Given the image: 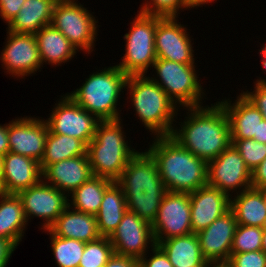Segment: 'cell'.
I'll use <instances>...</instances> for the list:
<instances>
[{"instance_id": "cell-1", "label": "cell", "mask_w": 266, "mask_h": 267, "mask_svg": "<svg viewBox=\"0 0 266 267\" xmlns=\"http://www.w3.org/2000/svg\"><path fill=\"white\" fill-rule=\"evenodd\" d=\"M186 109V119L179 122L181 128L174 126L170 136L208 163L231 144L228 115L218 101L211 107L206 105Z\"/></svg>"}, {"instance_id": "cell-2", "label": "cell", "mask_w": 266, "mask_h": 267, "mask_svg": "<svg viewBox=\"0 0 266 267\" xmlns=\"http://www.w3.org/2000/svg\"><path fill=\"white\" fill-rule=\"evenodd\" d=\"M115 182L124 192L127 210L152 224L167 191L151 154L138 151Z\"/></svg>"}, {"instance_id": "cell-3", "label": "cell", "mask_w": 266, "mask_h": 267, "mask_svg": "<svg viewBox=\"0 0 266 267\" xmlns=\"http://www.w3.org/2000/svg\"><path fill=\"white\" fill-rule=\"evenodd\" d=\"M148 152L155 159L166 191L191 193L207 185L208 163L171 136H157Z\"/></svg>"}, {"instance_id": "cell-4", "label": "cell", "mask_w": 266, "mask_h": 267, "mask_svg": "<svg viewBox=\"0 0 266 267\" xmlns=\"http://www.w3.org/2000/svg\"><path fill=\"white\" fill-rule=\"evenodd\" d=\"M125 89L143 126L155 137L170 136L180 110L166 92L146 74L129 75Z\"/></svg>"}, {"instance_id": "cell-5", "label": "cell", "mask_w": 266, "mask_h": 267, "mask_svg": "<svg viewBox=\"0 0 266 267\" xmlns=\"http://www.w3.org/2000/svg\"><path fill=\"white\" fill-rule=\"evenodd\" d=\"M127 78L117 65L105 67L91 73L82 86L68 95L99 121L119 120L117 103Z\"/></svg>"}, {"instance_id": "cell-6", "label": "cell", "mask_w": 266, "mask_h": 267, "mask_svg": "<svg viewBox=\"0 0 266 267\" xmlns=\"http://www.w3.org/2000/svg\"><path fill=\"white\" fill-rule=\"evenodd\" d=\"M122 122L119 119L98 123L94 138L87 145V155L94 176L116 181L128 161L138 152L125 140Z\"/></svg>"}, {"instance_id": "cell-7", "label": "cell", "mask_w": 266, "mask_h": 267, "mask_svg": "<svg viewBox=\"0 0 266 267\" xmlns=\"http://www.w3.org/2000/svg\"><path fill=\"white\" fill-rule=\"evenodd\" d=\"M152 67L155 68L159 79H151L166 92L178 108L202 106L205 93L194 64H181L157 58Z\"/></svg>"}, {"instance_id": "cell-8", "label": "cell", "mask_w": 266, "mask_h": 267, "mask_svg": "<svg viewBox=\"0 0 266 267\" xmlns=\"http://www.w3.org/2000/svg\"><path fill=\"white\" fill-rule=\"evenodd\" d=\"M161 17L138 12L130 22V30L124 35L125 54L117 66L128 76L145 75L153 66L157 56L155 52V30Z\"/></svg>"}, {"instance_id": "cell-9", "label": "cell", "mask_w": 266, "mask_h": 267, "mask_svg": "<svg viewBox=\"0 0 266 267\" xmlns=\"http://www.w3.org/2000/svg\"><path fill=\"white\" fill-rule=\"evenodd\" d=\"M96 18L78 0L56 2L51 25L58 29L76 48L90 54L94 51L97 28ZM80 49V50H78Z\"/></svg>"}, {"instance_id": "cell-10", "label": "cell", "mask_w": 266, "mask_h": 267, "mask_svg": "<svg viewBox=\"0 0 266 267\" xmlns=\"http://www.w3.org/2000/svg\"><path fill=\"white\" fill-rule=\"evenodd\" d=\"M61 98L58 103H55L49 118L45 119L49 131L53 134L78 138L88 145L94 138L100 121L77 104L67 93Z\"/></svg>"}, {"instance_id": "cell-11", "label": "cell", "mask_w": 266, "mask_h": 267, "mask_svg": "<svg viewBox=\"0 0 266 267\" xmlns=\"http://www.w3.org/2000/svg\"><path fill=\"white\" fill-rule=\"evenodd\" d=\"M151 226L156 245L166 239L193 233L190 193L167 191Z\"/></svg>"}, {"instance_id": "cell-12", "label": "cell", "mask_w": 266, "mask_h": 267, "mask_svg": "<svg viewBox=\"0 0 266 267\" xmlns=\"http://www.w3.org/2000/svg\"><path fill=\"white\" fill-rule=\"evenodd\" d=\"M207 184L229 197L235 191L234 194H238L251 188V171L232 143L217 158L208 162Z\"/></svg>"}, {"instance_id": "cell-13", "label": "cell", "mask_w": 266, "mask_h": 267, "mask_svg": "<svg viewBox=\"0 0 266 267\" xmlns=\"http://www.w3.org/2000/svg\"><path fill=\"white\" fill-rule=\"evenodd\" d=\"M17 195L21 198L27 221L33 217L43 219V230L49 229L55 223L69 202V197L64 192L47 184L43 179Z\"/></svg>"}, {"instance_id": "cell-14", "label": "cell", "mask_w": 266, "mask_h": 267, "mask_svg": "<svg viewBox=\"0 0 266 267\" xmlns=\"http://www.w3.org/2000/svg\"><path fill=\"white\" fill-rule=\"evenodd\" d=\"M109 239L115 254L138 260L156 245L151 224L128 210Z\"/></svg>"}, {"instance_id": "cell-15", "label": "cell", "mask_w": 266, "mask_h": 267, "mask_svg": "<svg viewBox=\"0 0 266 267\" xmlns=\"http://www.w3.org/2000/svg\"><path fill=\"white\" fill-rule=\"evenodd\" d=\"M6 40L0 60L7 74L24 79L25 76L43 67L35 35L18 34L7 30Z\"/></svg>"}, {"instance_id": "cell-16", "label": "cell", "mask_w": 266, "mask_h": 267, "mask_svg": "<svg viewBox=\"0 0 266 267\" xmlns=\"http://www.w3.org/2000/svg\"><path fill=\"white\" fill-rule=\"evenodd\" d=\"M177 19L162 18L157 23L154 39L156 56L181 64H196L192 39L186 26Z\"/></svg>"}, {"instance_id": "cell-17", "label": "cell", "mask_w": 266, "mask_h": 267, "mask_svg": "<svg viewBox=\"0 0 266 267\" xmlns=\"http://www.w3.org/2000/svg\"><path fill=\"white\" fill-rule=\"evenodd\" d=\"M39 118L26 116L8 123L9 152L41 162L49 129L45 119Z\"/></svg>"}, {"instance_id": "cell-18", "label": "cell", "mask_w": 266, "mask_h": 267, "mask_svg": "<svg viewBox=\"0 0 266 267\" xmlns=\"http://www.w3.org/2000/svg\"><path fill=\"white\" fill-rule=\"evenodd\" d=\"M237 225L234 213L229 210L197 233L201 254L208 263L229 260Z\"/></svg>"}, {"instance_id": "cell-19", "label": "cell", "mask_w": 266, "mask_h": 267, "mask_svg": "<svg viewBox=\"0 0 266 267\" xmlns=\"http://www.w3.org/2000/svg\"><path fill=\"white\" fill-rule=\"evenodd\" d=\"M230 197L210 185L201 186L190 193L191 229L198 232L230 210Z\"/></svg>"}, {"instance_id": "cell-20", "label": "cell", "mask_w": 266, "mask_h": 267, "mask_svg": "<svg viewBox=\"0 0 266 267\" xmlns=\"http://www.w3.org/2000/svg\"><path fill=\"white\" fill-rule=\"evenodd\" d=\"M43 179L40 163L28 156L8 152L4 155L1 191L18 194Z\"/></svg>"}, {"instance_id": "cell-21", "label": "cell", "mask_w": 266, "mask_h": 267, "mask_svg": "<svg viewBox=\"0 0 266 267\" xmlns=\"http://www.w3.org/2000/svg\"><path fill=\"white\" fill-rule=\"evenodd\" d=\"M42 175L47 184L54 186L67 196L94 176L88 155L50 164Z\"/></svg>"}, {"instance_id": "cell-22", "label": "cell", "mask_w": 266, "mask_h": 267, "mask_svg": "<svg viewBox=\"0 0 266 267\" xmlns=\"http://www.w3.org/2000/svg\"><path fill=\"white\" fill-rule=\"evenodd\" d=\"M225 109L229 122L231 139H253L258 137L259 123L264 119L260 111L242 94L234 103L228 99L218 101Z\"/></svg>"}, {"instance_id": "cell-23", "label": "cell", "mask_w": 266, "mask_h": 267, "mask_svg": "<svg viewBox=\"0 0 266 267\" xmlns=\"http://www.w3.org/2000/svg\"><path fill=\"white\" fill-rule=\"evenodd\" d=\"M49 230L58 237L76 239L85 243L100 237L96 215L77 211L69 205Z\"/></svg>"}, {"instance_id": "cell-24", "label": "cell", "mask_w": 266, "mask_h": 267, "mask_svg": "<svg viewBox=\"0 0 266 267\" xmlns=\"http://www.w3.org/2000/svg\"><path fill=\"white\" fill-rule=\"evenodd\" d=\"M55 4V0H26L6 29L13 33L34 35L51 24Z\"/></svg>"}, {"instance_id": "cell-25", "label": "cell", "mask_w": 266, "mask_h": 267, "mask_svg": "<svg viewBox=\"0 0 266 267\" xmlns=\"http://www.w3.org/2000/svg\"><path fill=\"white\" fill-rule=\"evenodd\" d=\"M34 35L42 65H44L43 63L45 62L55 67L61 66L62 63L65 64V62H69L77 52H79L70 41L51 24L42 27Z\"/></svg>"}, {"instance_id": "cell-26", "label": "cell", "mask_w": 266, "mask_h": 267, "mask_svg": "<svg viewBox=\"0 0 266 267\" xmlns=\"http://www.w3.org/2000/svg\"><path fill=\"white\" fill-rule=\"evenodd\" d=\"M168 256L173 267H206L207 261L201 254L197 234L174 237L157 244Z\"/></svg>"}, {"instance_id": "cell-27", "label": "cell", "mask_w": 266, "mask_h": 267, "mask_svg": "<svg viewBox=\"0 0 266 267\" xmlns=\"http://www.w3.org/2000/svg\"><path fill=\"white\" fill-rule=\"evenodd\" d=\"M27 224L21 198L17 194L2 193L0 195V237L18 246Z\"/></svg>"}, {"instance_id": "cell-28", "label": "cell", "mask_w": 266, "mask_h": 267, "mask_svg": "<svg viewBox=\"0 0 266 267\" xmlns=\"http://www.w3.org/2000/svg\"><path fill=\"white\" fill-rule=\"evenodd\" d=\"M230 198V210L234 213L238 225L262 226L266 219L263 188H249Z\"/></svg>"}, {"instance_id": "cell-29", "label": "cell", "mask_w": 266, "mask_h": 267, "mask_svg": "<svg viewBox=\"0 0 266 267\" xmlns=\"http://www.w3.org/2000/svg\"><path fill=\"white\" fill-rule=\"evenodd\" d=\"M127 211L123 190L114 181L105 191L100 209L96 214L99 235L110 237Z\"/></svg>"}, {"instance_id": "cell-30", "label": "cell", "mask_w": 266, "mask_h": 267, "mask_svg": "<svg viewBox=\"0 0 266 267\" xmlns=\"http://www.w3.org/2000/svg\"><path fill=\"white\" fill-rule=\"evenodd\" d=\"M82 155H87V145L82 140L72 136L53 134L48 130L40 167L43 172L50 164Z\"/></svg>"}, {"instance_id": "cell-31", "label": "cell", "mask_w": 266, "mask_h": 267, "mask_svg": "<svg viewBox=\"0 0 266 267\" xmlns=\"http://www.w3.org/2000/svg\"><path fill=\"white\" fill-rule=\"evenodd\" d=\"M113 182L104 177L92 176L88 181L68 195V197L71 196L72 200L68 199L71 202H68V205L77 211L96 215L100 209L106 189Z\"/></svg>"}, {"instance_id": "cell-32", "label": "cell", "mask_w": 266, "mask_h": 267, "mask_svg": "<svg viewBox=\"0 0 266 267\" xmlns=\"http://www.w3.org/2000/svg\"><path fill=\"white\" fill-rule=\"evenodd\" d=\"M51 248L58 267H79L86 243L76 239L62 238L54 235L49 229Z\"/></svg>"}, {"instance_id": "cell-33", "label": "cell", "mask_w": 266, "mask_h": 267, "mask_svg": "<svg viewBox=\"0 0 266 267\" xmlns=\"http://www.w3.org/2000/svg\"><path fill=\"white\" fill-rule=\"evenodd\" d=\"M114 253L109 237L100 236L86 243L79 267H104Z\"/></svg>"}, {"instance_id": "cell-34", "label": "cell", "mask_w": 266, "mask_h": 267, "mask_svg": "<svg viewBox=\"0 0 266 267\" xmlns=\"http://www.w3.org/2000/svg\"><path fill=\"white\" fill-rule=\"evenodd\" d=\"M262 235L261 227L237 225L231 254L262 250Z\"/></svg>"}, {"instance_id": "cell-35", "label": "cell", "mask_w": 266, "mask_h": 267, "mask_svg": "<svg viewBox=\"0 0 266 267\" xmlns=\"http://www.w3.org/2000/svg\"><path fill=\"white\" fill-rule=\"evenodd\" d=\"M247 168L252 172L266 158V144L254 139H231Z\"/></svg>"}, {"instance_id": "cell-36", "label": "cell", "mask_w": 266, "mask_h": 267, "mask_svg": "<svg viewBox=\"0 0 266 267\" xmlns=\"http://www.w3.org/2000/svg\"><path fill=\"white\" fill-rule=\"evenodd\" d=\"M142 4L140 13L161 18H177L180 9H187L184 0H147Z\"/></svg>"}, {"instance_id": "cell-37", "label": "cell", "mask_w": 266, "mask_h": 267, "mask_svg": "<svg viewBox=\"0 0 266 267\" xmlns=\"http://www.w3.org/2000/svg\"><path fill=\"white\" fill-rule=\"evenodd\" d=\"M232 267H266V253L262 250L230 254Z\"/></svg>"}, {"instance_id": "cell-38", "label": "cell", "mask_w": 266, "mask_h": 267, "mask_svg": "<svg viewBox=\"0 0 266 267\" xmlns=\"http://www.w3.org/2000/svg\"><path fill=\"white\" fill-rule=\"evenodd\" d=\"M252 92H241L262 114L266 120V79L257 78Z\"/></svg>"}, {"instance_id": "cell-39", "label": "cell", "mask_w": 266, "mask_h": 267, "mask_svg": "<svg viewBox=\"0 0 266 267\" xmlns=\"http://www.w3.org/2000/svg\"><path fill=\"white\" fill-rule=\"evenodd\" d=\"M151 251L152 256L149 259H147V254H145L139 260V267H173L168 256L158 245H155Z\"/></svg>"}, {"instance_id": "cell-40", "label": "cell", "mask_w": 266, "mask_h": 267, "mask_svg": "<svg viewBox=\"0 0 266 267\" xmlns=\"http://www.w3.org/2000/svg\"><path fill=\"white\" fill-rule=\"evenodd\" d=\"M26 0H0V16L8 25L19 13Z\"/></svg>"}, {"instance_id": "cell-41", "label": "cell", "mask_w": 266, "mask_h": 267, "mask_svg": "<svg viewBox=\"0 0 266 267\" xmlns=\"http://www.w3.org/2000/svg\"><path fill=\"white\" fill-rule=\"evenodd\" d=\"M266 187V158L251 172V188Z\"/></svg>"}, {"instance_id": "cell-42", "label": "cell", "mask_w": 266, "mask_h": 267, "mask_svg": "<svg viewBox=\"0 0 266 267\" xmlns=\"http://www.w3.org/2000/svg\"><path fill=\"white\" fill-rule=\"evenodd\" d=\"M104 267H139V260L114 253Z\"/></svg>"}, {"instance_id": "cell-43", "label": "cell", "mask_w": 266, "mask_h": 267, "mask_svg": "<svg viewBox=\"0 0 266 267\" xmlns=\"http://www.w3.org/2000/svg\"><path fill=\"white\" fill-rule=\"evenodd\" d=\"M17 246L7 239L0 237V267H6Z\"/></svg>"}, {"instance_id": "cell-44", "label": "cell", "mask_w": 266, "mask_h": 267, "mask_svg": "<svg viewBox=\"0 0 266 267\" xmlns=\"http://www.w3.org/2000/svg\"><path fill=\"white\" fill-rule=\"evenodd\" d=\"M9 152L8 124H0V155L4 156Z\"/></svg>"}, {"instance_id": "cell-45", "label": "cell", "mask_w": 266, "mask_h": 267, "mask_svg": "<svg viewBox=\"0 0 266 267\" xmlns=\"http://www.w3.org/2000/svg\"><path fill=\"white\" fill-rule=\"evenodd\" d=\"M255 141L266 144V120L259 123L258 137L253 138Z\"/></svg>"}, {"instance_id": "cell-46", "label": "cell", "mask_w": 266, "mask_h": 267, "mask_svg": "<svg viewBox=\"0 0 266 267\" xmlns=\"http://www.w3.org/2000/svg\"><path fill=\"white\" fill-rule=\"evenodd\" d=\"M185 1V5L186 7L188 8H197V6H201L202 5H205V4H208V3H211L215 0H184Z\"/></svg>"}, {"instance_id": "cell-47", "label": "cell", "mask_w": 266, "mask_h": 267, "mask_svg": "<svg viewBox=\"0 0 266 267\" xmlns=\"http://www.w3.org/2000/svg\"><path fill=\"white\" fill-rule=\"evenodd\" d=\"M259 53L261 54L260 56H262L261 63L263 65V68L266 70V44H264L263 47L259 49Z\"/></svg>"}, {"instance_id": "cell-48", "label": "cell", "mask_w": 266, "mask_h": 267, "mask_svg": "<svg viewBox=\"0 0 266 267\" xmlns=\"http://www.w3.org/2000/svg\"><path fill=\"white\" fill-rule=\"evenodd\" d=\"M207 267H232L228 261L227 262H209Z\"/></svg>"}, {"instance_id": "cell-49", "label": "cell", "mask_w": 266, "mask_h": 267, "mask_svg": "<svg viewBox=\"0 0 266 267\" xmlns=\"http://www.w3.org/2000/svg\"><path fill=\"white\" fill-rule=\"evenodd\" d=\"M3 161H4V156L0 155V186L2 184V176H3Z\"/></svg>"}, {"instance_id": "cell-50", "label": "cell", "mask_w": 266, "mask_h": 267, "mask_svg": "<svg viewBox=\"0 0 266 267\" xmlns=\"http://www.w3.org/2000/svg\"><path fill=\"white\" fill-rule=\"evenodd\" d=\"M262 251L266 253V231H263L262 235Z\"/></svg>"}, {"instance_id": "cell-51", "label": "cell", "mask_w": 266, "mask_h": 267, "mask_svg": "<svg viewBox=\"0 0 266 267\" xmlns=\"http://www.w3.org/2000/svg\"><path fill=\"white\" fill-rule=\"evenodd\" d=\"M261 229H262L263 231H266V219L264 220V222H263V224H262V226H261Z\"/></svg>"}, {"instance_id": "cell-52", "label": "cell", "mask_w": 266, "mask_h": 267, "mask_svg": "<svg viewBox=\"0 0 266 267\" xmlns=\"http://www.w3.org/2000/svg\"><path fill=\"white\" fill-rule=\"evenodd\" d=\"M263 198H264V201H265V204H266V187L263 188Z\"/></svg>"}, {"instance_id": "cell-53", "label": "cell", "mask_w": 266, "mask_h": 267, "mask_svg": "<svg viewBox=\"0 0 266 267\" xmlns=\"http://www.w3.org/2000/svg\"><path fill=\"white\" fill-rule=\"evenodd\" d=\"M56 2H62V1H73V0H55Z\"/></svg>"}]
</instances>
